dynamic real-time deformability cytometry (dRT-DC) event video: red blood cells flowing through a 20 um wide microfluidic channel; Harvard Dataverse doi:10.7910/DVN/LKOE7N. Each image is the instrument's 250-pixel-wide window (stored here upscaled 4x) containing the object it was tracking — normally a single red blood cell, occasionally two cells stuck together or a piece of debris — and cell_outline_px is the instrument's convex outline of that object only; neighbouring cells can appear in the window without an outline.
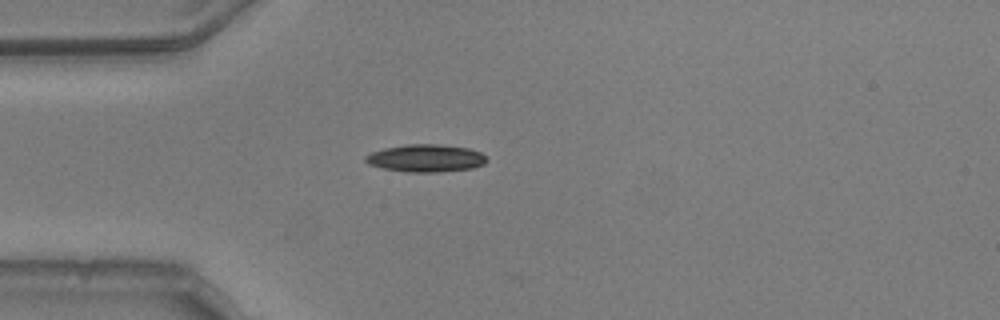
{"species": "common noctule bat (a hibernating species)", "species_latin": "Nyctalus noctula", "temperature_condition": "warm", "stored_images_in_passage": 34, "camera_frame_rate_fps": 3000, "um_per_image_px": 0.085, "animal": {"sex": "male", "body_mass_g": 20.5, "forearm_length_mm": 52.5}, "frame": {"image": 1, "passage_image": 1, "time_ms": 0.0, "image_size_px": [1000, 320], "cell_outline_px": [[488, 160], [484, 164], [472, 168], [440, 172], [408, 172], [384, 168], [368, 164], [364, 160], [364, 156], [372, 152], [384, 148], [404, 144], [436, 144], [468, 148], [480, 152]], "centroid_in_image_um": [36.18, 13.44], "position_along_channel_um": 48.8, "area_um2": 19.42}}
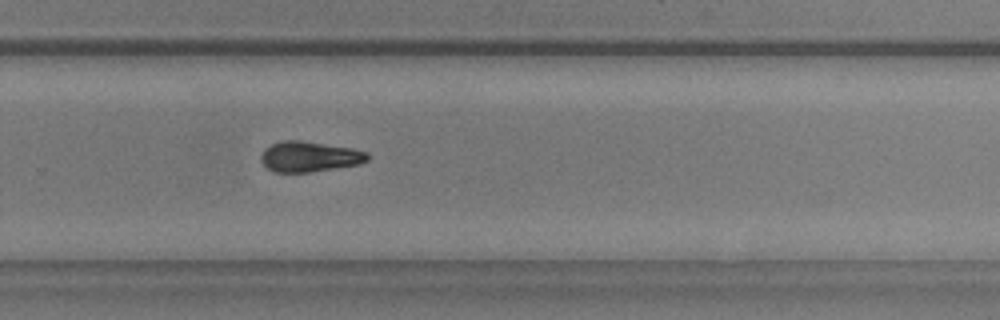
{"frame": {"image": 2, "passage_image": 22, "time_ms": 7.0, "image_size_px": [1000, 320], "cell_outline_px": [[368, 160], [360, 164], [308, 172], [272, 172], [260, 160], [260, 156], [264, 148], [272, 144], [284, 140], [300, 140], [352, 148], [368, 152]], "centroid_in_image_um": [26.28, 13.31], "position_along_channel_um": 303.5, "area_um2": 18.84}}
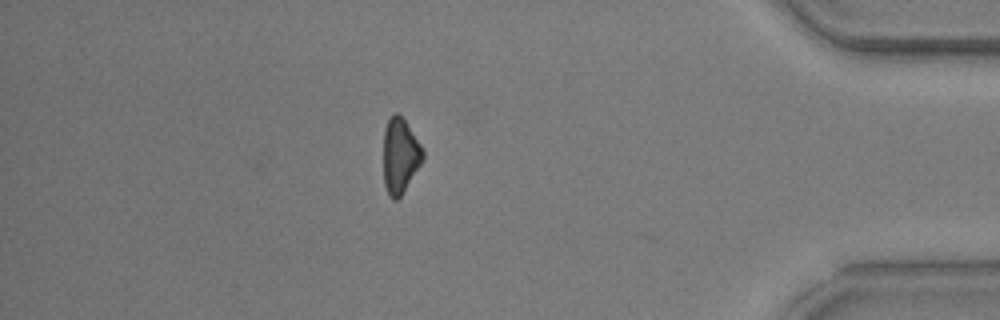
{"frame": {"image": 3, "passage_image": 33, "time_ms": 10.667, "image_size_px": [1000, 320], "cell_outline_px": [[424, 160], [400, 196], [396, 200], [392, 200], [388, 196], [384, 184], [384, 128], [392, 112], [396, 112], [404, 120], [420, 144], [424, 152]], "centroid_in_image_um": [34.0, 13.25], "position_along_channel_um": 401.2, "area_um2": 17.17}, "authors_computed_cell_mechanics": {"area_um2": 19.3341, "velocity_mm_per_s": 3.7875, "shape_relaxation_time_tau1_ms": 3.2092, "shape_relaxation_time_tau2_ms": null, "deformation_change_tau1": 0.147, "deformation_change_tau2": null}}